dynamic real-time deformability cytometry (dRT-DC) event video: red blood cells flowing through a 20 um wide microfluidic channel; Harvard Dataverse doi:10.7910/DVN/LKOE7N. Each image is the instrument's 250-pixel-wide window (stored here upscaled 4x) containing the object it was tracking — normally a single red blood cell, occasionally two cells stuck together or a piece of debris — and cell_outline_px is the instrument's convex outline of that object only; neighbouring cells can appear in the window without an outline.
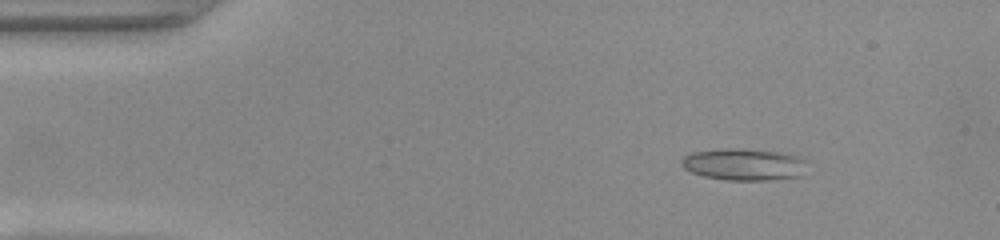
{"species": "common noctule bat (a hibernating species)", "species_latin": "Nyctalus noctula", "temperature_condition": "warm", "stored_images_in_passage": 52, "camera_frame_rate_fps": 3000, "um_per_image_px": 0.085, "animal": {"sex": "female", "body_mass_g": 22.0, "forearm_length_mm": 56.7}, "frame": {"image": 1, "passage_image": 7, "time_ms": 2.0, "image_size_px": [1000, 240], "cell_outline_px": [[804, 160], [800, 176], [768, 180], [724, 180], [704, 176], [692, 172], [684, 168], [680, 164], [680, 160], [684, 156], [692, 152], [724, 148], [740, 148], [776, 152], [796, 156]], "centroid_in_image_um": [63.13, 13.97], "position_along_channel_um": 21.9, "area_um2": 23.0}}
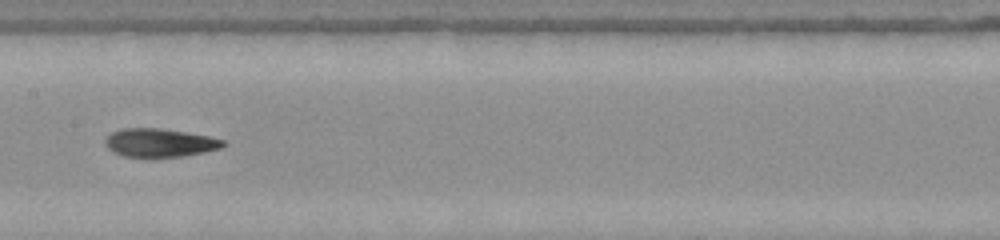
{"frame": {"image": 2, "passage_image": 26, "time_ms": 8.333, "image_size_px": [1000, 240], "cell_outline_px": [[228, 144], [220, 148], [204, 152], [184, 156], [152, 160], [124, 156], [112, 152], [108, 148], [104, 140], [112, 132], [124, 128], [160, 128], [208, 136], [224, 140]], "centroid_in_image_um": [13.56, 12.18], "position_along_channel_um": 193.8, "area_um2": 20.11}}
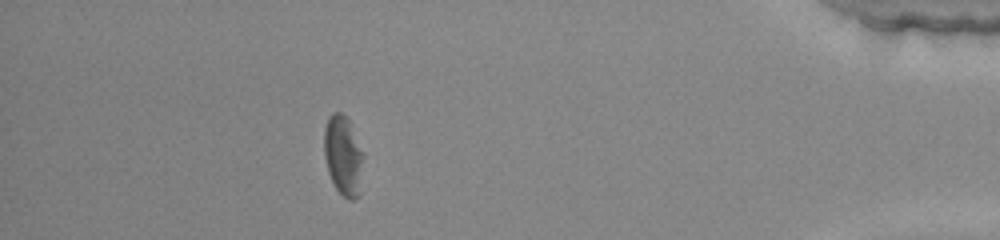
{"frame": {"image": 3, "passage_image": 46, "time_ms": 15.0, "image_size_px": [1000, 240], "cell_outline_px": [[364, 156], [356, 196], [352, 200], [348, 200], [336, 188], [328, 172], [324, 156], [324, 128], [328, 116], [332, 112], [340, 112], [348, 120], [364, 152]], "centroid_in_image_um": [29.14, 13.15], "position_along_channel_um": 406.1, "area_um2": 17.92}, "authors_computed_cell_mechanics": {"area_um2": 20.0855, "velocity_mm_per_s": 3.9579, "shape_relaxation_time_tau1_ms": 4.1167, "shape_relaxation_time_tau2_ms": 3.8415, "deformation_change_tau1": 0.1654, "deformation_change_tau2": 0.1199}}